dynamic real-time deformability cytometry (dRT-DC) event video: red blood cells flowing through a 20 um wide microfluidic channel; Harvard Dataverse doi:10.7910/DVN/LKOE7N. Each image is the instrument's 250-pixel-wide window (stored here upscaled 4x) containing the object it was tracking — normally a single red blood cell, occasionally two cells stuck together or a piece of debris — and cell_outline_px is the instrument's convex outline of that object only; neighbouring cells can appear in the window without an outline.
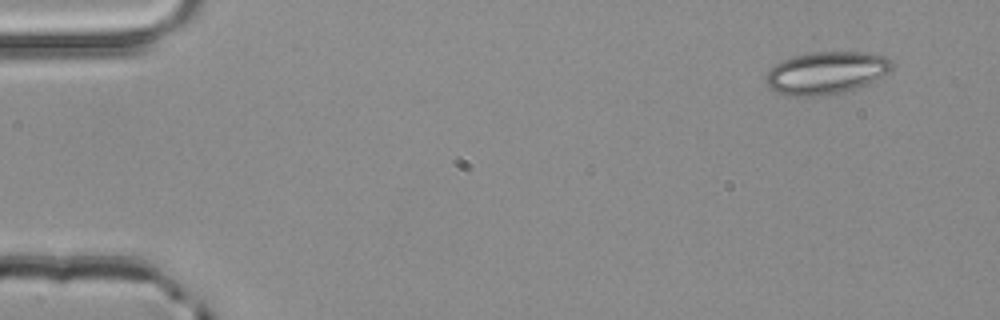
{"species": "common noctule bat (a hibernating species)", "species_latin": "Nyctalus noctula", "temperature_condition": "room temperature", "stored_images_in_passage": 4, "segment_of_instrument_passage": [1, 2], "camera_frame_rate_fps": 3000, "um_per_image_px": 0.085, "animal": {"sex": "male", "body_mass_g": 20.4}, "frame": {"image": 1, "passage_image": 1, "time_ms": 0.0, "image_size_px": [1000, 320], "cell_outline_px": [[892, 68], [888, 72], [868, 84], [852, 92], [824, 96], [784, 96], [768, 88], [764, 80], [764, 76], [780, 60], [792, 56], [812, 52], [872, 52], [884, 56], [892, 60]], "centroid_in_image_um": [70.21, 6.22], "position_along_channel_um": 14.8, "area_um2": 32.02}}